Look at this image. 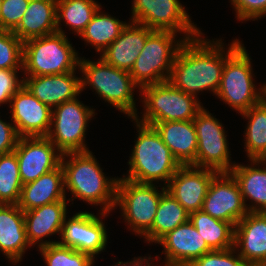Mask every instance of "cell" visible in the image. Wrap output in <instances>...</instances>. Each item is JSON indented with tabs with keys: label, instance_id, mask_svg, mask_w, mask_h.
Returning <instances> with one entry per match:
<instances>
[{
	"label": "cell",
	"instance_id": "obj_1",
	"mask_svg": "<svg viewBox=\"0 0 266 266\" xmlns=\"http://www.w3.org/2000/svg\"><path fill=\"white\" fill-rule=\"evenodd\" d=\"M201 35L203 33L181 45L168 80L174 87L195 97L203 90H211L216 95L225 65L222 40H205Z\"/></svg>",
	"mask_w": 266,
	"mask_h": 266
},
{
	"label": "cell",
	"instance_id": "obj_2",
	"mask_svg": "<svg viewBox=\"0 0 266 266\" xmlns=\"http://www.w3.org/2000/svg\"><path fill=\"white\" fill-rule=\"evenodd\" d=\"M61 166L64 188L65 191L66 188L71 191L72 199L79 198L89 205H102L99 210L102 217H106L112 209L115 210L119 178L106 177L91 151L63 154Z\"/></svg>",
	"mask_w": 266,
	"mask_h": 266
},
{
	"label": "cell",
	"instance_id": "obj_3",
	"mask_svg": "<svg viewBox=\"0 0 266 266\" xmlns=\"http://www.w3.org/2000/svg\"><path fill=\"white\" fill-rule=\"evenodd\" d=\"M136 122L138 137L130 159L128 176L122 177L138 183L153 184L163 181L165 187L181 166L160 135L151 125ZM167 183V184H166Z\"/></svg>",
	"mask_w": 266,
	"mask_h": 266
},
{
	"label": "cell",
	"instance_id": "obj_4",
	"mask_svg": "<svg viewBox=\"0 0 266 266\" xmlns=\"http://www.w3.org/2000/svg\"><path fill=\"white\" fill-rule=\"evenodd\" d=\"M227 49L216 96L241 114L264 98V85L257 91L253 83L251 58L238 39L232 41Z\"/></svg>",
	"mask_w": 266,
	"mask_h": 266
},
{
	"label": "cell",
	"instance_id": "obj_5",
	"mask_svg": "<svg viewBox=\"0 0 266 266\" xmlns=\"http://www.w3.org/2000/svg\"><path fill=\"white\" fill-rule=\"evenodd\" d=\"M92 62L80 58L79 71H82L81 91L91 86L98 96L132 119L137 116L134 90L138 87L129 72L107 64L101 57Z\"/></svg>",
	"mask_w": 266,
	"mask_h": 266
},
{
	"label": "cell",
	"instance_id": "obj_6",
	"mask_svg": "<svg viewBox=\"0 0 266 266\" xmlns=\"http://www.w3.org/2000/svg\"><path fill=\"white\" fill-rule=\"evenodd\" d=\"M75 51L62 33L29 39L23 42L24 75L45 76L76 71L80 57Z\"/></svg>",
	"mask_w": 266,
	"mask_h": 266
},
{
	"label": "cell",
	"instance_id": "obj_7",
	"mask_svg": "<svg viewBox=\"0 0 266 266\" xmlns=\"http://www.w3.org/2000/svg\"><path fill=\"white\" fill-rule=\"evenodd\" d=\"M144 113L140 123L151 125L156 122L192 121L203 108L199 98L174 87L169 81L142 87Z\"/></svg>",
	"mask_w": 266,
	"mask_h": 266
},
{
	"label": "cell",
	"instance_id": "obj_8",
	"mask_svg": "<svg viewBox=\"0 0 266 266\" xmlns=\"http://www.w3.org/2000/svg\"><path fill=\"white\" fill-rule=\"evenodd\" d=\"M175 36V32L154 30L147 37L143 49L129 72L133 82L140 86V89L169 80L174 59L185 42L184 38L177 40Z\"/></svg>",
	"mask_w": 266,
	"mask_h": 266
},
{
	"label": "cell",
	"instance_id": "obj_9",
	"mask_svg": "<svg viewBox=\"0 0 266 266\" xmlns=\"http://www.w3.org/2000/svg\"><path fill=\"white\" fill-rule=\"evenodd\" d=\"M157 188H156V187ZM155 184L138 183L129 179L119 178L117 183L116 201L122 211L123 220L127 221L131 230L144 236L152 227L162 193Z\"/></svg>",
	"mask_w": 266,
	"mask_h": 266
},
{
	"label": "cell",
	"instance_id": "obj_10",
	"mask_svg": "<svg viewBox=\"0 0 266 266\" xmlns=\"http://www.w3.org/2000/svg\"><path fill=\"white\" fill-rule=\"evenodd\" d=\"M94 111L77 97L63 102L52 109L51 125L46 137L62 154L90 151L84 139Z\"/></svg>",
	"mask_w": 266,
	"mask_h": 266
},
{
	"label": "cell",
	"instance_id": "obj_11",
	"mask_svg": "<svg viewBox=\"0 0 266 266\" xmlns=\"http://www.w3.org/2000/svg\"><path fill=\"white\" fill-rule=\"evenodd\" d=\"M132 6L131 20L152 30L183 32L184 40L202 34L179 0H133Z\"/></svg>",
	"mask_w": 266,
	"mask_h": 266
},
{
	"label": "cell",
	"instance_id": "obj_12",
	"mask_svg": "<svg viewBox=\"0 0 266 266\" xmlns=\"http://www.w3.org/2000/svg\"><path fill=\"white\" fill-rule=\"evenodd\" d=\"M193 123L198 141L196 167L230 172L235 163L230 160L229 143L223 125L204 107L197 113Z\"/></svg>",
	"mask_w": 266,
	"mask_h": 266
},
{
	"label": "cell",
	"instance_id": "obj_13",
	"mask_svg": "<svg viewBox=\"0 0 266 266\" xmlns=\"http://www.w3.org/2000/svg\"><path fill=\"white\" fill-rule=\"evenodd\" d=\"M201 210L234 227L246 216L240 186L230 172H219L212 179Z\"/></svg>",
	"mask_w": 266,
	"mask_h": 266
},
{
	"label": "cell",
	"instance_id": "obj_14",
	"mask_svg": "<svg viewBox=\"0 0 266 266\" xmlns=\"http://www.w3.org/2000/svg\"><path fill=\"white\" fill-rule=\"evenodd\" d=\"M64 219L61 229V241L57 243L90 255H95L106 249L107 229L100 216L89 212H78L73 217Z\"/></svg>",
	"mask_w": 266,
	"mask_h": 266
},
{
	"label": "cell",
	"instance_id": "obj_15",
	"mask_svg": "<svg viewBox=\"0 0 266 266\" xmlns=\"http://www.w3.org/2000/svg\"><path fill=\"white\" fill-rule=\"evenodd\" d=\"M14 152L23 185L58 168L63 155L47 137H20Z\"/></svg>",
	"mask_w": 266,
	"mask_h": 266
},
{
	"label": "cell",
	"instance_id": "obj_16",
	"mask_svg": "<svg viewBox=\"0 0 266 266\" xmlns=\"http://www.w3.org/2000/svg\"><path fill=\"white\" fill-rule=\"evenodd\" d=\"M9 104L12 122L19 137H46L52 109L40 102L24 85L13 95Z\"/></svg>",
	"mask_w": 266,
	"mask_h": 266
},
{
	"label": "cell",
	"instance_id": "obj_17",
	"mask_svg": "<svg viewBox=\"0 0 266 266\" xmlns=\"http://www.w3.org/2000/svg\"><path fill=\"white\" fill-rule=\"evenodd\" d=\"M216 170L181 165L171 177L166 190L190 214L200 211Z\"/></svg>",
	"mask_w": 266,
	"mask_h": 266
},
{
	"label": "cell",
	"instance_id": "obj_18",
	"mask_svg": "<svg viewBox=\"0 0 266 266\" xmlns=\"http://www.w3.org/2000/svg\"><path fill=\"white\" fill-rule=\"evenodd\" d=\"M234 248L248 266H266V213L248 212L235 225Z\"/></svg>",
	"mask_w": 266,
	"mask_h": 266
},
{
	"label": "cell",
	"instance_id": "obj_19",
	"mask_svg": "<svg viewBox=\"0 0 266 266\" xmlns=\"http://www.w3.org/2000/svg\"><path fill=\"white\" fill-rule=\"evenodd\" d=\"M158 244L164 247V266H189L212 251L190 221L169 232Z\"/></svg>",
	"mask_w": 266,
	"mask_h": 266
},
{
	"label": "cell",
	"instance_id": "obj_20",
	"mask_svg": "<svg viewBox=\"0 0 266 266\" xmlns=\"http://www.w3.org/2000/svg\"><path fill=\"white\" fill-rule=\"evenodd\" d=\"M75 71L45 76H27L24 86L43 104L51 109L81 93V77Z\"/></svg>",
	"mask_w": 266,
	"mask_h": 266
},
{
	"label": "cell",
	"instance_id": "obj_21",
	"mask_svg": "<svg viewBox=\"0 0 266 266\" xmlns=\"http://www.w3.org/2000/svg\"><path fill=\"white\" fill-rule=\"evenodd\" d=\"M131 22L127 23L121 34L100 54L107 64L127 72L131 71L147 37L154 31L143 24Z\"/></svg>",
	"mask_w": 266,
	"mask_h": 266
},
{
	"label": "cell",
	"instance_id": "obj_22",
	"mask_svg": "<svg viewBox=\"0 0 266 266\" xmlns=\"http://www.w3.org/2000/svg\"><path fill=\"white\" fill-rule=\"evenodd\" d=\"M67 201L61 200L24 211L25 229L30 245L38 248L56 244L58 241H43L44 237L61 233L67 215ZM42 241V242H41Z\"/></svg>",
	"mask_w": 266,
	"mask_h": 266
},
{
	"label": "cell",
	"instance_id": "obj_23",
	"mask_svg": "<svg viewBox=\"0 0 266 266\" xmlns=\"http://www.w3.org/2000/svg\"><path fill=\"white\" fill-rule=\"evenodd\" d=\"M180 165L196 166L197 134L192 121H168L151 124Z\"/></svg>",
	"mask_w": 266,
	"mask_h": 266
},
{
	"label": "cell",
	"instance_id": "obj_24",
	"mask_svg": "<svg viewBox=\"0 0 266 266\" xmlns=\"http://www.w3.org/2000/svg\"><path fill=\"white\" fill-rule=\"evenodd\" d=\"M28 242L24 211L17 205L0 204V250L14 264L22 260Z\"/></svg>",
	"mask_w": 266,
	"mask_h": 266
},
{
	"label": "cell",
	"instance_id": "obj_25",
	"mask_svg": "<svg viewBox=\"0 0 266 266\" xmlns=\"http://www.w3.org/2000/svg\"><path fill=\"white\" fill-rule=\"evenodd\" d=\"M62 166L41 175L37 180L24 184L18 206L29 211L56 201L66 200Z\"/></svg>",
	"mask_w": 266,
	"mask_h": 266
},
{
	"label": "cell",
	"instance_id": "obj_26",
	"mask_svg": "<svg viewBox=\"0 0 266 266\" xmlns=\"http://www.w3.org/2000/svg\"><path fill=\"white\" fill-rule=\"evenodd\" d=\"M57 0H30L19 25L12 31L22 42L57 32Z\"/></svg>",
	"mask_w": 266,
	"mask_h": 266
},
{
	"label": "cell",
	"instance_id": "obj_27",
	"mask_svg": "<svg viewBox=\"0 0 266 266\" xmlns=\"http://www.w3.org/2000/svg\"><path fill=\"white\" fill-rule=\"evenodd\" d=\"M252 166L235 164L230 171L237 180L248 212L266 213V160H249ZM264 165V167H260ZM258 165V167H257ZM251 200L252 206L246 204Z\"/></svg>",
	"mask_w": 266,
	"mask_h": 266
},
{
	"label": "cell",
	"instance_id": "obj_28",
	"mask_svg": "<svg viewBox=\"0 0 266 266\" xmlns=\"http://www.w3.org/2000/svg\"><path fill=\"white\" fill-rule=\"evenodd\" d=\"M189 217L190 214L165 190L159 201L154 223L143 237L149 243H158L176 227L189 221Z\"/></svg>",
	"mask_w": 266,
	"mask_h": 266
},
{
	"label": "cell",
	"instance_id": "obj_29",
	"mask_svg": "<svg viewBox=\"0 0 266 266\" xmlns=\"http://www.w3.org/2000/svg\"><path fill=\"white\" fill-rule=\"evenodd\" d=\"M189 221L212 250L234 247V226L231 223L213 218L202 210L190 213Z\"/></svg>",
	"mask_w": 266,
	"mask_h": 266
},
{
	"label": "cell",
	"instance_id": "obj_30",
	"mask_svg": "<svg viewBox=\"0 0 266 266\" xmlns=\"http://www.w3.org/2000/svg\"><path fill=\"white\" fill-rule=\"evenodd\" d=\"M241 115L248 121L245 147L249 160H266V99L250 107Z\"/></svg>",
	"mask_w": 266,
	"mask_h": 266
},
{
	"label": "cell",
	"instance_id": "obj_31",
	"mask_svg": "<svg viewBox=\"0 0 266 266\" xmlns=\"http://www.w3.org/2000/svg\"><path fill=\"white\" fill-rule=\"evenodd\" d=\"M100 8L95 0H57V32L65 35L60 27L65 20L66 26L79 36Z\"/></svg>",
	"mask_w": 266,
	"mask_h": 266
},
{
	"label": "cell",
	"instance_id": "obj_32",
	"mask_svg": "<svg viewBox=\"0 0 266 266\" xmlns=\"http://www.w3.org/2000/svg\"><path fill=\"white\" fill-rule=\"evenodd\" d=\"M100 10L101 8L79 36L94 46L96 51L101 54L121 34L127 23L111 17L109 14H103Z\"/></svg>",
	"mask_w": 266,
	"mask_h": 266
},
{
	"label": "cell",
	"instance_id": "obj_33",
	"mask_svg": "<svg viewBox=\"0 0 266 266\" xmlns=\"http://www.w3.org/2000/svg\"><path fill=\"white\" fill-rule=\"evenodd\" d=\"M22 186L16 153L0 155V204H18Z\"/></svg>",
	"mask_w": 266,
	"mask_h": 266
},
{
	"label": "cell",
	"instance_id": "obj_34",
	"mask_svg": "<svg viewBox=\"0 0 266 266\" xmlns=\"http://www.w3.org/2000/svg\"><path fill=\"white\" fill-rule=\"evenodd\" d=\"M47 266H93L94 259L85 253L58 243L39 248Z\"/></svg>",
	"mask_w": 266,
	"mask_h": 266
},
{
	"label": "cell",
	"instance_id": "obj_35",
	"mask_svg": "<svg viewBox=\"0 0 266 266\" xmlns=\"http://www.w3.org/2000/svg\"><path fill=\"white\" fill-rule=\"evenodd\" d=\"M0 69L23 70V42L9 30L0 29Z\"/></svg>",
	"mask_w": 266,
	"mask_h": 266
},
{
	"label": "cell",
	"instance_id": "obj_36",
	"mask_svg": "<svg viewBox=\"0 0 266 266\" xmlns=\"http://www.w3.org/2000/svg\"><path fill=\"white\" fill-rule=\"evenodd\" d=\"M30 0H0V29L13 31L20 23Z\"/></svg>",
	"mask_w": 266,
	"mask_h": 266
},
{
	"label": "cell",
	"instance_id": "obj_37",
	"mask_svg": "<svg viewBox=\"0 0 266 266\" xmlns=\"http://www.w3.org/2000/svg\"><path fill=\"white\" fill-rule=\"evenodd\" d=\"M236 249L212 250L203 254L189 266H248Z\"/></svg>",
	"mask_w": 266,
	"mask_h": 266
},
{
	"label": "cell",
	"instance_id": "obj_38",
	"mask_svg": "<svg viewBox=\"0 0 266 266\" xmlns=\"http://www.w3.org/2000/svg\"><path fill=\"white\" fill-rule=\"evenodd\" d=\"M240 21H253L266 16V0H230Z\"/></svg>",
	"mask_w": 266,
	"mask_h": 266
},
{
	"label": "cell",
	"instance_id": "obj_39",
	"mask_svg": "<svg viewBox=\"0 0 266 266\" xmlns=\"http://www.w3.org/2000/svg\"><path fill=\"white\" fill-rule=\"evenodd\" d=\"M20 69H0V105L10 104L13 95L24 85V80L18 79Z\"/></svg>",
	"mask_w": 266,
	"mask_h": 266
},
{
	"label": "cell",
	"instance_id": "obj_40",
	"mask_svg": "<svg viewBox=\"0 0 266 266\" xmlns=\"http://www.w3.org/2000/svg\"><path fill=\"white\" fill-rule=\"evenodd\" d=\"M19 138L14 123L0 119V155L14 151Z\"/></svg>",
	"mask_w": 266,
	"mask_h": 266
},
{
	"label": "cell",
	"instance_id": "obj_41",
	"mask_svg": "<svg viewBox=\"0 0 266 266\" xmlns=\"http://www.w3.org/2000/svg\"><path fill=\"white\" fill-rule=\"evenodd\" d=\"M134 260L132 261H127V262H122L119 261L118 263H116V265L114 266H153V264H151V256L150 257H138V258H133Z\"/></svg>",
	"mask_w": 266,
	"mask_h": 266
},
{
	"label": "cell",
	"instance_id": "obj_42",
	"mask_svg": "<svg viewBox=\"0 0 266 266\" xmlns=\"http://www.w3.org/2000/svg\"><path fill=\"white\" fill-rule=\"evenodd\" d=\"M264 98L266 99V84H264Z\"/></svg>",
	"mask_w": 266,
	"mask_h": 266
}]
</instances>
